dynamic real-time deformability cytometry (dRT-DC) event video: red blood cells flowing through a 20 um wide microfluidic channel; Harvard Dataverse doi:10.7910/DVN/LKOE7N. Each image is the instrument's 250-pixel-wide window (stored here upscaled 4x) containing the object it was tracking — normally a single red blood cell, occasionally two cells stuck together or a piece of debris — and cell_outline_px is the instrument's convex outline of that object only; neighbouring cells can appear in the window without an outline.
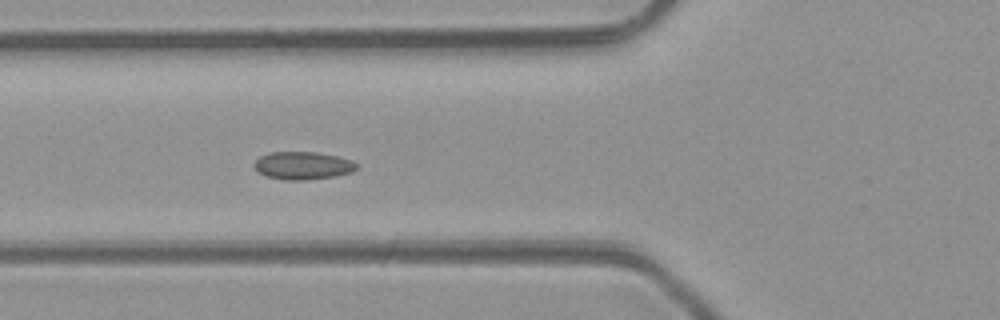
{"species": "common noctule bat (a hibernating species)", "species_latin": "Nyctalus noctula", "temperature_condition": "room temperature", "stored_images_in_passage": 6, "camera_frame_rate_fps": 3000, "um_per_image_px": 0.085, "animal": {"sex": "male", "body_mass_g": 23.1, "forearm_length_mm": 52.7}, "frame": {"image": 1, "passage_image": 6, "time_ms": 5.667, "image_size_px": [1000, 320], "cell_outline_px": [[356, 168], [352, 172], [336, 176], [308, 180], [284, 180], [268, 176], [260, 172], [252, 164], [260, 156], [268, 152], [316, 152], [336, 156], [352, 160], [356, 164]], "centroid_in_image_um": [25.74, 14.07], "position_along_channel_um": 100.1, "area_um2": 16.53}}